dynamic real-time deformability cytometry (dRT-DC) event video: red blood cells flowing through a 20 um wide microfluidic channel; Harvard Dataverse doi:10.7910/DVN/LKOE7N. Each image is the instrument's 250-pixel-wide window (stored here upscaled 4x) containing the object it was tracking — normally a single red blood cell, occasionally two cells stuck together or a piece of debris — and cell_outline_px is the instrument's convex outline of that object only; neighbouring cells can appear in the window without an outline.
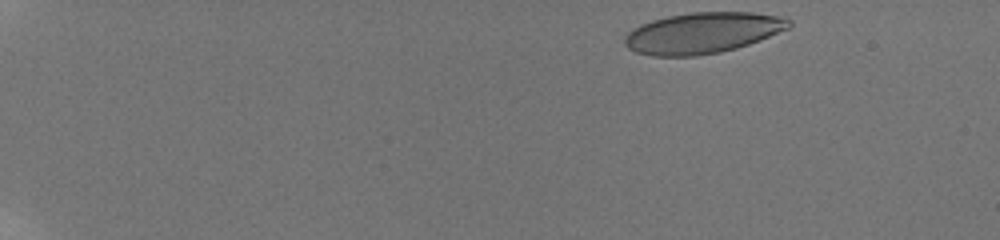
{"species": "human", "species_latin": "Homo sapiens", "temperature_condition": "room temperature", "stored_images_in_passage": 50, "camera_frame_rate_fps": 3000, "um_per_image_px": 0.085, "donor": {"sex": "male"}, "frame": {"image": 1, "passage_image": 1, "time_ms": 0.0, "image_size_px": [1000, 240], "cell_outline_px": [[792, 24], [788, 28], [760, 40], [736, 48], [720, 52], [696, 56], [652, 56], [636, 52], [628, 48], [624, 44], [624, 36], [628, 32], [640, 24], [652, 20], [668, 16], [692, 12], [752, 12], [776, 16], [792, 20]], "centroid_in_image_um": [59.69, 2.8], "position_along_channel_um": 25.3, "area_um2": 39.13}}
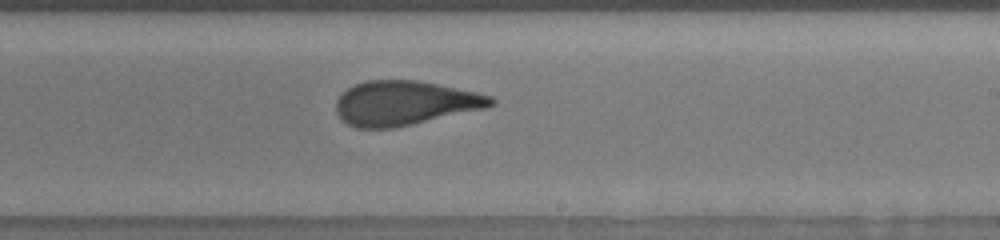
{"frame": {"image": 2, "passage_image": 31, "time_ms": 10.0, "image_size_px": [1000, 240], "cell_outline_px": [[496, 104], [488, 108], [412, 124], [392, 128], [356, 128], [340, 120], [336, 112], [336, 100], [348, 88], [356, 84], [368, 80], [416, 80], [476, 92], [492, 96], [496, 100]], "centroid_in_image_um": [34.41, 8.77], "position_along_channel_um": 254.6, "area_um2": 40.06}}
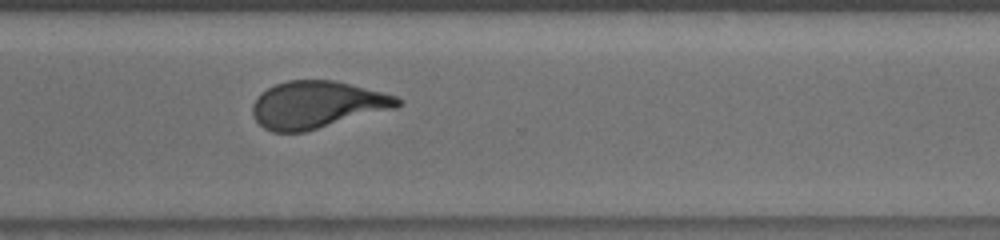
{"frame": {"image": 3, "passage_image": 38, "time_ms": 12.333, "image_size_px": [1000, 240], "cell_outline_px": [[404, 100], [396, 108], [304, 132], [272, 132], [264, 128], [256, 120], [252, 112], [252, 104], [268, 88], [276, 84], [288, 80], [336, 80], [396, 96]], "centroid_in_image_um": [26.96, 8.9], "position_along_channel_um": 343.6, "area_um2": 39.59}, "authors_computed_cell_mechanics": {"area_um2": 40.1999, "velocity_mm_per_s": 3.8155, "shape_relaxation_time_tau1_ms": 5.9854, "shape_relaxation_time_tau2_ms": 0.9899, "deformation_change_tau1": 0.2065, "deformation_change_tau2": 0.0877}}